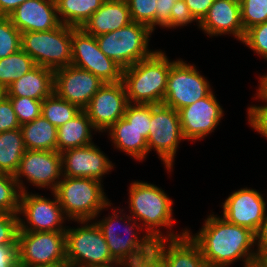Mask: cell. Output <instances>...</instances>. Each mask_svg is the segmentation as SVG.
Masks as SVG:
<instances>
[{
    "instance_id": "obj_1",
    "label": "cell",
    "mask_w": 267,
    "mask_h": 267,
    "mask_svg": "<svg viewBox=\"0 0 267 267\" xmlns=\"http://www.w3.org/2000/svg\"><path fill=\"white\" fill-rule=\"evenodd\" d=\"M196 234L187 233L198 244L208 267H229L238 260L244 267L256 261V235L248 228L210 214Z\"/></svg>"
},
{
    "instance_id": "obj_2",
    "label": "cell",
    "mask_w": 267,
    "mask_h": 267,
    "mask_svg": "<svg viewBox=\"0 0 267 267\" xmlns=\"http://www.w3.org/2000/svg\"><path fill=\"white\" fill-rule=\"evenodd\" d=\"M128 193L129 216L137 222L139 221L140 225L142 224L143 231L145 230V233L153 241L175 238L187 233V229L182 230L183 232H180V234L170 229L176 221L172 216V205L174 203L161 187L159 188L155 184L136 180L130 184ZM161 227L170 229V231H166V236L160 230Z\"/></svg>"
},
{
    "instance_id": "obj_3",
    "label": "cell",
    "mask_w": 267,
    "mask_h": 267,
    "mask_svg": "<svg viewBox=\"0 0 267 267\" xmlns=\"http://www.w3.org/2000/svg\"><path fill=\"white\" fill-rule=\"evenodd\" d=\"M170 71V60L162 50L123 69L128 103L162 104Z\"/></svg>"
},
{
    "instance_id": "obj_4",
    "label": "cell",
    "mask_w": 267,
    "mask_h": 267,
    "mask_svg": "<svg viewBox=\"0 0 267 267\" xmlns=\"http://www.w3.org/2000/svg\"><path fill=\"white\" fill-rule=\"evenodd\" d=\"M116 208L112 209L113 214H110L111 216L108 215L98 221L97 217H95L94 221L107 242L112 259L115 262L132 263L135 265L154 249V241L145 233L141 237L138 232V230L142 231L141 225L128 214L122 213L124 209L120 211ZM119 225L124 227L121 226L124 233H122Z\"/></svg>"
},
{
    "instance_id": "obj_5",
    "label": "cell",
    "mask_w": 267,
    "mask_h": 267,
    "mask_svg": "<svg viewBox=\"0 0 267 267\" xmlns=\"http://www.w3.org/2000/svg\"><path fill=\"white\" fill-rule=\"evenodd\" d=\"M54 193L68 221L94 220L113 205L97 179L63 176Z\"/></svg>"
},
{
    "instance_id": "obj_6",
    "label": "cell",
    "mask_w": 267,
    "mask_h": 267,
    "mask_svg": "<svg viewBox=\"0 0 267 267\" xmlns=\"http://www.w3.org/2000/svg\"><path fill=\"white\" fill-rule=\"evenodd\" d=\"M21 49L36 65L56 70L71 65L72 26L60 24L50 31L21 33Z\"/></svg>"
},
{
    "instance_id": "obj_7",
    "label": "cell",
    "mask_w": 267,
    "mask_h": 267,
    "mask_svg": "<svg viewBox=\"0 0 267 267\" xmlns=\"http://www.w3.org/2000/svg\"><path fill=\"white\" fill-rule=\"evenodd\" d=\"M152 32L147 25L132 21L116 31L96 36V39L104 55L125 69L155 52L148 48Z\"/></svg>"
},
{
    "instance_id": "obj_8",
    "label": "cell",
    "mask_w": 267,
    "mask_h": 267,
    "mask_svg": "<svg viewBox=\"0 0 267 267\" xmlns=\"http://www.w3.org/2000/svg\"><path fill=\"white\" fill-rule=\"evenodd\" d=\"M74 222L83 225L66 228L67 267H96L115 262L101 230L93 220Z\"/></svg>"
},
{
    "instance_id": "obj_9",
    "label": "cell",
    "mask_w": 267,
    "mask_h": 267,
    "mask_svg": "<svg viewBox=\"0 0 267 267\" xmlns=\"http://www.w3.org/2000/svg\"><path fill=\"white\" fill-rule=\"evenodd\" d=\"M19 267H67L65 231L18 232Z\"/></svg>"
},
{
    "instance_id": "obj_10",
    "label": "cell",
    "mask_w": 267,
    "mask_h": 267,
    "mask_svg": "<svg viewBox=\"0 0 267 267\" xmlns=\"http://www.w3.org/2000/svg\"><path fill=\"white\" fill-rule=\"evenodd\" d=\"M149 127L148 153L155 149L159 160L169 173L173 170L179 143L186 140L182 133L178 111L164 104L152 105Z\"/></svg>"
},
{
    "instance_id": "obj_11",
    "label": "cell",
    "mask_w": 267,
    "mask_h": 267,
    "mask_svg": "<svg viewBox=\"0 0 267 267\" xmlns=\"http://www.w3.org/2000/svg\"><path fill=\"white\" fill-rule=\"evenodd\" d=\"M212 92L207 78L202 76L195 65L182 59L170 61V71L163 103L179 110L208 96Z\"/></svg>"
},
{
    "instance_id": "obj_12",
    "label": "cell",
    "mask_w": 267,
    "mask_h": 267,
    "mask_svg": "<svg viewBox=\"0 0 267 267\" xmlns=\"http://www.w3.org/2000/svg\"><path fill=\"white\" fill-rule=\"evenodd\" d=\"M53 199L29 192L20 193L19 230L30 232L66 231L65 216L54 192ZM24 216V219L22 217ZM21 217V218H20ZM26 220V221H25Z\"/></svg>"
},
{
    "instance_id": "obj_13",
    "label": "cell",
    "mask_w": 267,
    "mask_h": 267,
    "mask_svg": "<svg viewBox=\"0 0 267 267\" xmlns=\"http://www.w3.org/2000/svg\"><path fill=\"white\" fill-rule=\"evenodd\" d=\"M71 65L87 70L105 83L122 81L123 68L104 55L95 36L72 27Z\"/></svg>"
},
{
    "instance_id": "obj_14",
    "label": "cell",
    "mask_w": 267,
    "mask_h": 267,
    "mask_svg": "<svg viewBox=\"0 0 267 267\" xmlns=\"http://www.w3.org/2000/svg\"><path fill=\"white\" fill-rule=\"evenodd\" d=\"M13 176L21 193L27 192L22 177L35 187L50 188L54 192L63 177L61 153L26 150Z\"/></svg>"
},
{
    "instance_id": "obj_15",
    "label": "cell",
    "mask_w": 267,
    "mask_h": 267,
    "mask_svg": "<svg viewBox=\"0 0 267 267\" xmlns=\"http://www.w3.org/2000/svg\"><path fill=\"white\" fill-rule=\"evenodd\" d=\"M104 84L91 72L73 65L54 70V92L81 110Z\"/></svg>"
},
{
    "instance_id": "obj_16",
    "label": "cell",
    "mask_w": 267,
    "mask_h": 267,
    "mask_svg": "<svg viewBox=\"0 0 267 267\" xmlns=\"http://www.w3.org/2000/svg\"><path fill=\"white\" fill-rule=\"evenodd\" d=\"M127 95L122 81L105 83L84 109L92 126L100 133L106 132L115 122L124 117Z\"/></svg>"
},
{
    "instance_id": "obj_17",
    "label": "cell",
    "mask_w": 267,
    "mask_h": 267,
    "mask_svg": "<svg viewBox=\"0 0 267 267\" xmlns=\"http://www.w3.org/2000/svg\"><path fill=\"white\" fill-rule=\"evenodd\" d=\"M223 107L213 91L206 97L178 110L183 136L197 141L214 132L223 118Z\"/></svg>"
},
{
    "instance_id": "obj_18",
    "label": "cell",
    "mask_w": 267,
    "mask_h": 267,
    "mask_svg": "<svg viewBox=\"0 0 267 267\" xmlns=\"http://www.w3.org/2000/svg\"><path fill=\"white\" fill-rule=\"evenodd\" d=\"M222 204L221 217L229 223L248 228L255 234L267 212L263 194L247 187L233 191Z\"/></svg>"
},
{
    "instance_id": "obj_19",
    "label": "cell",
    "mask_w": 267,
    "mask_h": 267,
    "mask_svg": "<svg viewBox=\"0 0 267 267\" xmlns=\"http://www.w3.org/2000/svg\"><path fill=\"white\" fill-rule=\"evenodd\" d=\"M62 175L65 177L91 178L102 181L114 168L108 156L93 143L61 152Z\"/></svg>"
},
{
    "instance_id": "obj_20",
    "label": "cell",
    "mask_w": 267,
    "mask_h": 267,
    "mask_svg": "<svg viewBox=\"0 0 267 267\" xmlns=\"http://www.w3.org/2000/svg\"><path fill=\"white\" fill-rule=\"evenodd\" d=\"M8 17L21 33L50 31L61 24L55 0H26Z\"/></svg>"
},
{
    "instance_id": "obj_21",
    "label": "cell",
    "mask_w": 267,
    "mask_h": 267,
    "mask_svg": "<svg viewBox=\"0 0 267 267\" xmlns=\"http://www.w3.org/2000/svg\"><path fill=\"white\" fill-rule=\"evenodd\" d=\"M199 29L209 37L231 34L241 42L245 31L241 23L240 5L232 0H215L199 23Z\"/></svg>"
},
{
    "instance_id": "obj_22",
    "label": "cell",
    "mask_w": 267,
    "mask_h": 267,
    "mask_svg": "<svg viewBox=\"0 0 267 267\" xmlns=\"http://www.w3.org/2000/svg\"><path fill=\"white\" fill-rule=\"evenodd\" d=\"M154 250L168 267H208L200 247L188 233L154 241Z\"/></svg>"
},
{
    "instance_id": "obj_23",
    "label": "cell",
    "mask_w": 267,
    "mask_h": 267,
    "mask_svg": "<svg viewBox=\"0 0 267 267\" xmlns=\"http://www.w3.org/2000/svg\"><path fill=\"white\" fill-rule=\"evenodd\" d=\"M132 22L126 0H106L81 27L87 34L99 36L116 31Z\"/></svg>"
},
{
    "instance_id": "obj_24",
    "label": "cell",
    "mask_w": 267,
    "mask_h": 267,
    "mask_svg": "<svg viewBox=\"0 0 267 267\" xmlns=\"http://www.w3.org/2000/svg\"><path fill=\"white\" fill-rule=\"evenodd\" d=\"M54 92V70L36 65L7 88L8 97L43 101Z\"/></svg>"
},
{
    "instance_id": "obj_25",
    "label": "cell",
    "mask_w": 267,
    "mask_h": 267,
    "mask_svg": "<svg viewBox=\"0 0 267 267\" xmlns=\"http://www.w3.org/2000/svg\"><path fill=\"white\" fill-rule=\"evenodd\" d=\"M115 149L125 152L135 160L143 161L148 154L147 139L124 117L115 122L108 130Z\"/></svg>"
},
{
    "instance_id": "obj_26",
    "label": "cell",
    "mask_w": 267,
    "mask_h": 267,
    "mask_svg": "<svg viewBox=\"0 0 267 267\" xmlns=\"http://www.w3.org/2000/svg\"><path fill=\"white\" fill-rule=\"evenodd\" d=\"M92 131L97 130L92 126L87 113L82 110L73 119L57 128V151L76 147H83L93 143Z\"/></svg>"
},
{
    "instance_id": "obj_27",
    "label": "cell",
    "mask_w": 267,
    "mask_h": 267,
    "mask_svg": "<svg viewBox=\"0 0 267 267\" xmlns=\"http://www.w3.org/2000/svg\"><path fill=\"white\" fill-rule=\"evenodd\" d=\"M20 128L27 150L57 151V127L42 115Z\"/></svg>"
},
{
    "instance_id": "obj_28",
    "label": "cell",
    "mask_w": 267,
    "mask_h": 267,
    "mask_svg": "<svg viewBox=\"0 0 267 267\" xmlns=\"http://www.w3.org/2000/svg\"><path fill=\"white\" fill-rule=\"evenodd\" d=\"M61 24L81 28L106 0H55Z\"/></svg>"
},
{
    "instance_id": "obj_29",
    "label": "cell",
    "mask_w": 267,
    "mask_h": 267,
    "mask_svg": "<svg viewBox=\"0 0 267 267\" xmlns=\"http://www.w3.org/2000/svg\"><path fill=\"white\" fill-rule=\"evenodd\" d=\"M21 128L0 133V172L14 175L26 151Z\"/></svg>"
},
{
    "instance_id": "obj_30",
    "label": "cell",
    "mask_w": 267,
    "mask_h": 267,
    "mask_svg": "<svg viewBox=\"0 0 267 267\" xmlns=\"http://www.w3.org/2000/svg\"><path fill=\"white\" fill-rule=\"evenodd\" d=\"M35 66L34 60L22 49L0 59V86L7 89Z\"/></svg>"
},
{
    "instance_id": "obj_31",
    "label": "cell",
    "mask_w": 267,
    "mask_h": 267,
    "mask_svg": "<svg viewBox=\"0 0 267 267\" xmlns=\"http://www.w3.org/2000/svg\"><path fill=\"white\" fill-rule=\"evenodd\" d=\"M81 111L78 106L60 98L55 92L42 101L41 115L57 128L73 119Z\"/></svg>"
},
{
    "instance_id": "obj_32",
    "label": "cell",
    "mask_w": 267,
    "mask_h": 267,
    "mask_svg": "<svg viewBox=\"0 0 267 267\" xmlns=\"http://www.w3.org/2000/svg\"><path fill=\"white\" fill-rule=\"evenodd\" d=\"M20 193L14 176L0 172V213H18Z\"/></svg>"
},
{
    "instance_id": "obj_33",
    "label": "cell",
    "mask_w": 267,
    "mask_h": 267,
    "mask_svg": "<svg viewBox=\"0 0 267 267\" xmlns=\"http://www.w3.org/2000/svg\"><path fill=\"white\" fill-rule=\"evenodd\" d=\"M21 49V32L9 17L0 16V59Z\"/></svg>"
},
{
    "instance_id": "obj_34",
    "label": "cell",
    "mask_w": 267,
    "mask_h": 267,
    "mask_svg": "<svg viewBox=\"0 0 267 267\" xmlns=\"http://www.w3.org/2000/svg\"><path fill=\"white\" fill-rule=\"evenodd\" d=\"M133 22L147 25L152 31L156 29L157 0H126Z\"/></svg>"
},
{
    "instance_id": "obj_35",
    "label": "cell",
    "mask_w": 267,
    "mask_h": 267,
    "mask_svg": "<svg viewBox=\"0 0 267 267\" xmlns=\"http://www.w3.org/2000/svg\"><path fill=\"white\" fill-rule=\"evenodd\" d=\"M240 12L244 31L267 22V0H244L240 5Z\"/></svg>"
},
{
    "instance_id": "obj_36",
    "label": "cell",
    "mask_w": 267,
    "mask_h": 267,
    "mask_svg": "<svg viewBox=\"0 0 267 267\" xmlns=\"http://www.w3.org/2000/svg\"><path fill=\"white\" fill-rule=\"evenodd\" d=\"M152 104L128 103L124 118L148 139Z\"/></svg>"
},
{
    "instance_id": "obj_37",
    "label": "cell",
    "mask_w": 267,
    "mask_h": 267,
    "mask_svg": "<svg viewBox=\"0 0 267 267\" xmlns=\"http://www.w3.org/2000/svg\"><path fill=\"white\" fill-rule=\"evenodd\" d=\"M20 125L33 121L41 115L42 101L28 97H9Z\"/></svg>"
},
{
    "instance_id": "obj_38",
    "label": "cell",
    "mask_w": 267,
    "mask_h": 267,
    "mask_svg": "<svg viewBox=\"0 0 267 267\" xmlns=\"http://www.w3.org/2000/svg\"><path fill=\"white\" fill-rule=\"evenodd\" d=\"M241 43L267 61V22L252 26L246 30Z\"/></svg>"
},
{
    "instance_id": "obj_39",
    "label": "cell",
    "mask_w": 267,
    "mask_h": 267,
    "mask_svg": "<svg viewBox=\"0 0 267 267\" xmlns=\"http://www.w3.org/2000/svg\"><path fill=\"white\" fill-rule=\"evenodd\" d=\"M18 213H0V245H17Z\"/></svg>"
},
{
    "instance_id": "obj_40",
    "label": "cell",
    "mask_w": 267,
    "mask_h": 267,
    "mask_svg": "<svg viewBox=\"0 0 267 267\" xmlns=\"http://www.w3.org/2000/svg\"><path fill=\"white\" fill-rule=\"evenodd\" d=\"M197 22V26L199 28V22L195 19L192 15L191 11L189 10L188 6L186 5L184 0H176L174 7L171 9V21L165 27L167 28H176L186 26L189 23Z\"/></svg>"
},
{
    "instance_id": "obj_41",
    "label": "cell",
    "mask_w": 267,
    "mask_h": 267,
    "mask_svg": "<svg viewBox=\"0 0 267 267\" xmlns=\"http://www.w3.org/2000/svg\"><path fill=\"white\" fill-rule=\"evenodd\" d=\"M247 114L250 127L267 139V104L250 105Z\"/></svg>"
},
{
    "instance_id": "obj_42",
    "label": "cell",
    "mask_w": 267,
    "mask_h": 267,
    "mask_svg": "<svg viewBox=\"0 0 267 267\" xmlns=\"http://www.w3.org/2000/svg\"><path fill=\"white\" fill-rule=\"evenodd\" d=\"M12 103L7 96L0 101V133L20 128Z\"/></svg>"
},
{
    "instance_id": "obj_43",
    "label": "cell",
    "mask_w": 267,
    "mask_h": 267,
    "mask_svg": "<svg viewBox=\"0 0 267 267\" xmlns=\"http://www.w3.org/2000/svg\"><path fill=\"white\" fill-rule=\"evenodd\" d=\"M176 0H157L156 27L165 28L171 21V9Z\"/></svg>"
},
{
    "instance_id": "obj_44",
    "label": "cell",
    "mask_w": 267,
    "mask_h": 267,
    "mask_svg": "<svg viewBox=\"0 0 267 267\" xmlns=\"http://www.w3.org/2000/svg\"><path fill=\"white\" fill-rule=\"evenodd\" d=\"M195 19L200 23L215 0H184Z\"/></svg>"
},
{
    "instance_id": "obj_45",
    "label": "cell",
    "mask_w": 267,
    "mask_h": 267,
    "mask_svg": "<svg viewBox=\"0 0 267 267\" xmlns=\"http://www.w3.org/2000/svg\"><path fill=\"white\" fill-rule=\"evenodd\" d=\"M0 267H18L17 245H0Z\"/></svg>"
},
{
    "instance_id": "obj_46",
    "label": "cell",
    "mask_w": 267,
    "mask_h": 267,
    "mask_svg": "<svg viewBox=\"0 0 267 267\" xmlns=\"http://www.w3.org/2000/svg\"><path fill=\"white\" fill-rule=\"evenodd\" d=\"M135 267H168L164 259L153 249L149 254L141 258Z\"/></svg>"
},
{
    "instance_id": "obj_47",
    "label": "cell",
    "mask_w": 267,
    "mask_h": 267,
    "mask_svg": "<svg viewBox=\"0 0 267 267\" xmlns=\"http://www.w3.org/2000/svg\"><path fill=\"white\" fill-rule=\"evenodd\" d=\"M256 235V251H267V214L261 223Z\"/></svg>"
},
{
    "instance_id": "obj_48",
    "label": "cell",
    "mask_w": 267,
    "mask_h": 267,
    "mask_svg": "<svg viewBox=\"0 0 267 267\" xmlns=\"http://www.w3.org/2000/svg\"><path fill=\"white\" fill-rule=\"evenodd\" d=\"M26 0H0V16L8 17Z\"/></svg>"
},
{
    "instance_id": "obj_49",
    "label": "cell",
    "mask_w": 267,
    "mask_h": 267,
    "mask_svg": "<svg viewBox=\"0 0 267 267\" xmlns=\"http://www.w3.org/2000/svg\"><path fill=\"white\" fill-rule=\"evenodd\" d=\"M259 87L256 90L257 95H255V99H259V101H265L267 104V74L262 75L259 77Z\"/></svg>"
},
{
    "instance_id": "obj_50",
    "label": "cell",
    "mask_w": 267,
    "mask_h": 267,
    "mask_svg": "<svg viewBox=\"0 0 267 267\" xmlns=\"http://www.w3.org/2000/svg\"><path fill=\"white\" fill-rule=\"evenodd\" d=\"M255 264L258 267H267V251H257Z\"/></svg>"
},
{
    "instance_id": "obj_51",
    "label": "cell",
    "mask_w": 267,
    "mask_h": 267,
    "mask_svg": "<svg viewBox=\"0 0 267 267\" xmlns=\"http://www.w3.org/2000/svg\"><path fill=\"white\" fill-rule=\"evenodd\" d=\"M135 267L134 264L132 263H125V262H113L111 264L108 265H102V266H96V267Z\"/></svg>"
},
{
    "instance_id": "obj_52",
    "label": "cell",
    "mask_w": 267,
    "mask_h": 267,
    "mask_svg": "<svg viewBox=\"0 0 267 267\" xmlns=\"http://www.w3.org/2000/svg\"><path fill=\"white\" fill-rule=\"evenodd\" d=\"M7 97V89L3 86H0V101Z\"/></svg>"
},
{
    "instance_id": "obj_53",
    "label": "cell",
    "mask_w": 267,
    "mask_h": 267,
    "mask_svg": "<svg viewBox=\"0 0 267 267\" xmlns=\"http://www.w3.org/2000/svg\"><path fill=\"white\" fill-rule=\"evenodd\" d=\"M232 1L239 5H241L244 2V0H232Z\"/></svg>"
},
{
    "instance_id": "obj_54",
    "label": "cell",
    "mask_w": 267,
    "mask_h": 267,
    "mask_svg": "<svg viewBox=\"0 0 267 267\" xmlns=\"http://www.w3.org/2000/svg\"><path fill=\"white\" fill-rule=\"evenodd\" d=\"M247 267H258V266L254 263V264L249 265V266H247Z\"/></svg>"
}]
</instances>
